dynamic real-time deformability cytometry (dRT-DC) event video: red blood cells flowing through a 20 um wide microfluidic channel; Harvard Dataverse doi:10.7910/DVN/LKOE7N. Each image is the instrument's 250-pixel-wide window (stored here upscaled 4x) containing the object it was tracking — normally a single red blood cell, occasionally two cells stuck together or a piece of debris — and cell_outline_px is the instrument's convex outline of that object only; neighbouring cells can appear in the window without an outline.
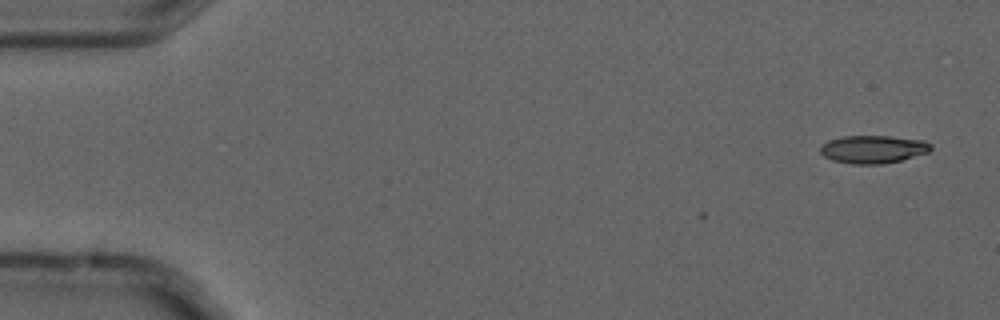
{"species": "common noctule bat (a hibernating species)", "species_latin": "Nyctalus noctula", "temperature_condition": "cold", "stored_images_in_passage": 9, "camera_frame_rate_fps": 3000, "um_per_image_px": 0.085, "animal": {"sex": "male", "forearm_length_mm": 52.5}, "frame": {"image": 1, "passage_image": 1, "time_ms": 0.0, "image_size_px": [1000, 320], "cell_outline_px": [[932, 148], [928, 152], [900, 160], [880, 164], [852, 164], [832, 160], [824, 156], [820, 152], [820, 148], [828, 140], [844, 136], [888, 136], [924, 140], [932, 144]], "centroid_in_image_um": [74.21, 12.68], "position_along_channel_um": 10.8, "area_um2": 17.86}}
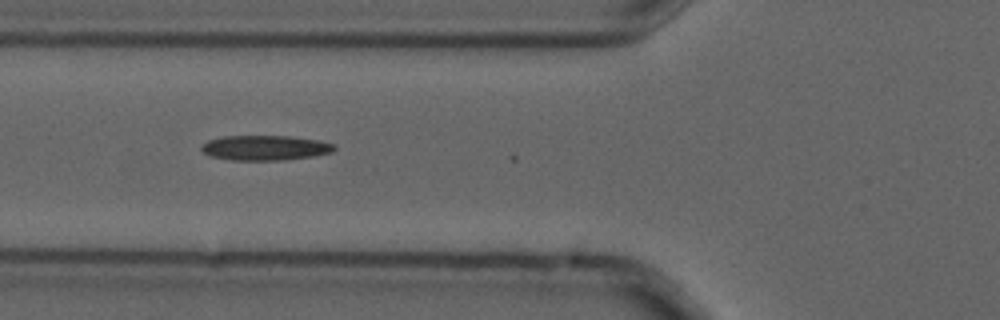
{"frame": {"image": 2, "passage_image": 6, "time_ms": 1.667, "image_size_px": [1000, 320], "cell_outline_px": [[336, 148], [332, 152], [316, 156], [284, 160], [232, 160], [212, 156], [204, 152], [200, 148], [200, 144], [208, 140], [224, 136], [288, 136], [320, 140], [336, 144]], "centroid_in_image_um": [22.57, 12.56], "position_along_channel_um": 103.2, "area_um2": 19.48}}
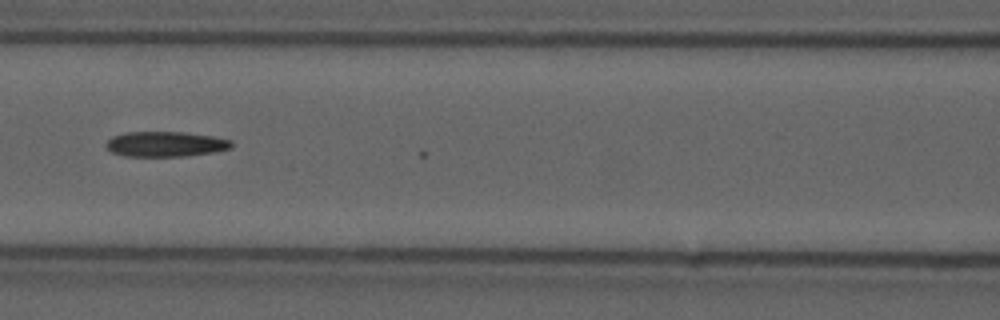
{"frame": {"image": 3, "passage_image": 7, "time_ms": 2.0, "image_size_px": [1000, 320], "cell_outline_px": [[232, 148], [216, 152], [184, 156], [128, 156], [112, 152], [108, 148], [108, 140], [112, 136], [128, 132], [184, 132], [212, 136], [232, 140]], "centroid_in_image_um": [14.13, 12.24], "position_along_channel_um": 152.5, "area_um2": 18.26}}